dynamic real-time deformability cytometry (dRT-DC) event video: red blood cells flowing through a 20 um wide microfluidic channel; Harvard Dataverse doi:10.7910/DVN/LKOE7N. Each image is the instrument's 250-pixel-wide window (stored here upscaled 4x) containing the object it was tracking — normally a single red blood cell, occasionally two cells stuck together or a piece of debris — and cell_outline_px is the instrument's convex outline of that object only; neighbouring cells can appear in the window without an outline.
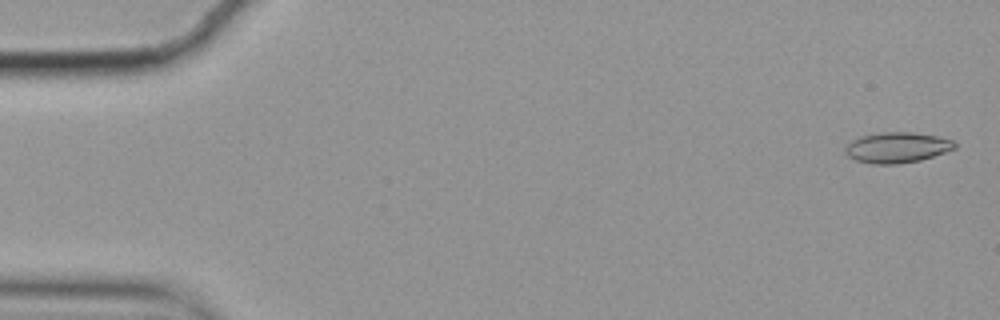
{"species": "common noctule bat (a hibernating species)", "species_latin": "Nyctalus noctula", "temperature_condition": "cold", "stored_images_in_passage": 57, "camera_frame_rate_fps": 3000, "um_per_image_px": 0.085, "animal": {"sex": "female", "body_mass_g": 19.9}, "frame": {"image": 1, "passage_image": 2, "time_ms": 0.333, "image_size_px": [1000, 320], "cell_outline_px": [[956, 148], [920, 160], [896, 164], [872, 164], [856, 160], [848, 156], [844, 152], [844, 148], [852, 140], [860, 136], [880, 132], [912, 132], [936, 136], [952, 140], [956, 144]], "centroid_in_image_um": [76.21, 12.53], "position_along_channel_um": 8.8, "area_um2": 19.42}}
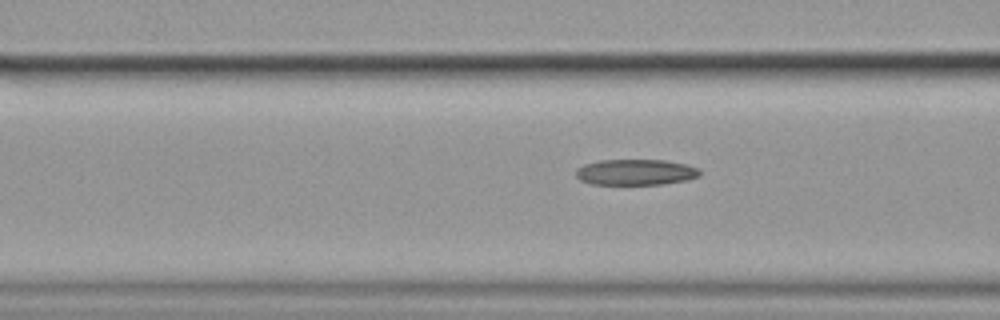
{"frame": {"image": 2, "passage_image": 22, "time_ms": 7.0, "image_size_px": [1000, 320], "cell_outline_px": [[700, 176], [688, 180], [660, 184], [592, 184], [580, 180], [576, 176], [576, 168], [584, 164], [600, 160], [664, 160], [688, 164], [700, 168]], "centroid_in_image_um": [54.06, 14.63], "position_along_channel_um": 112.5, "area_um2": 18.79}}
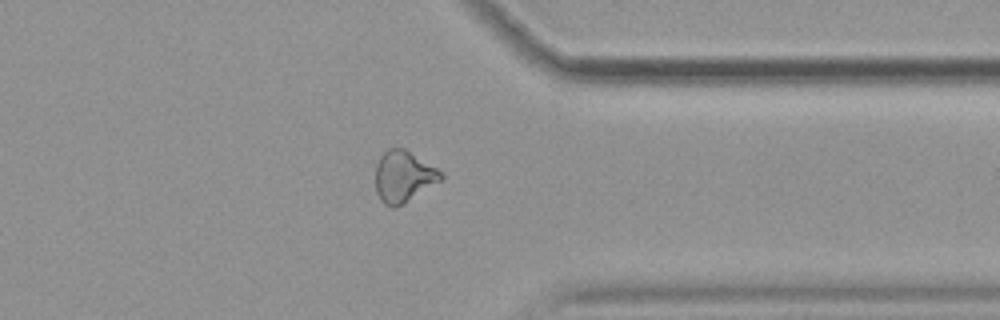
{"frame": {"image": 3, "passage_image": 45, "time_ms": 14.667, "image_size_px": [1000, 320], "cell_outline_px": [[444, 180], [404, 204], [396, 208], [392, 208], [384, 204], [380, 200], [376, 192], [376, 164], [380, 156], [388, 148], [404, 148], [444, 172]], "centroid_in_image_um": [34.33, 15.03], "position_along_channel_um": 377.1, "area_um2": 20.06}, "authors_computed_cell_mechanics": {"area_um2": 19.4208, "velocity_mm_per_s": 3.5237, "shape_relaxation_time_tau1_ms": 6.56, "shape_relaxation_time_tau2_ms": 4.4493, "deformation_change_tau1": 0.1763, "deformation_change_tau2": 0.1324}}